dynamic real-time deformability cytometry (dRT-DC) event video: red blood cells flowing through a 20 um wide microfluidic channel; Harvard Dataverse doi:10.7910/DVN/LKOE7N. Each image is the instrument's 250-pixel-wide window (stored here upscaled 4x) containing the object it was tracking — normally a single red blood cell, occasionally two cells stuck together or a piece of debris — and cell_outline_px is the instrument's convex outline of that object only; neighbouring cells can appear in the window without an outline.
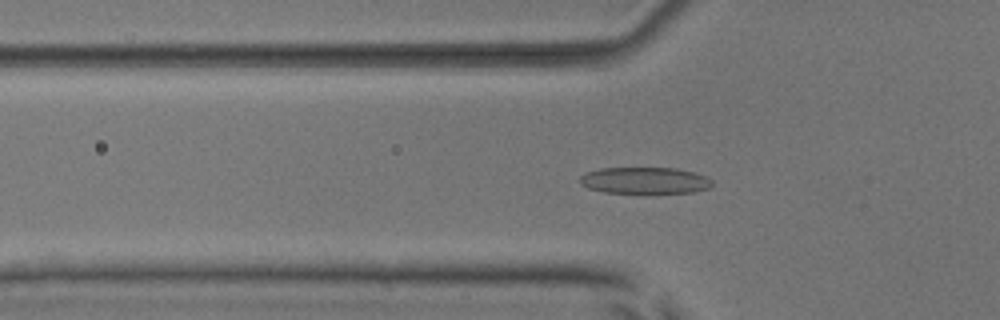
{"species": "common noctule bat (a hibernating species)", "species_latin": "Nyctalus noctula", "temperature_condition": "room temperature", "stored_images_in_passage": 55, "camera_frame_rate_fps": 3000, "um_per_image_px": 0.085, "animal": {"sex": "male", "body_mass_g": 17.9, "forearm_length_mm": 54.2}, "frame": {"image": 1, "passage_image": 20, "time_ms": 6.333, "image_size_px": [1000, 320], "cell_outline_px": [[712, 188], [692, 192], [652, 196], [604, 192], [588, 188], [580, 184], [580, 176], [584, 172], [600, 168], [676, 168], [696, 172], [712, 180]], "centroid_in_image_um": [54.82, 15.39], "position_along_channel_um": 71.0, "area_um2": 21.68}}
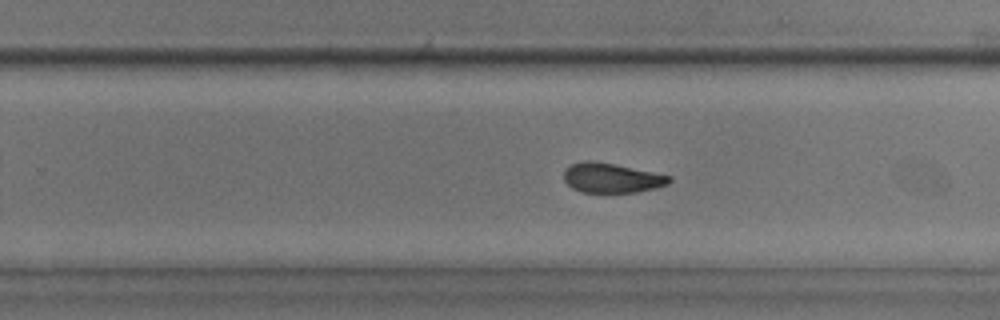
{"frame": {"image": 2, "passage_image": 36, "time_ms": 11.667, "image_size_px": [1000, 320], "cell_outline_px": [[672, 180], [668, 184], [656, 188], [636, 192], [580, 192], [572, 188], [564, 180], [564, 172], [572, 164], [584, 160], [592, 160], [672, 176]], "centroid_in_image_um": [51.99, 15.13], "position_along_channel_um": 277.8, "area_um2": 18.03}}
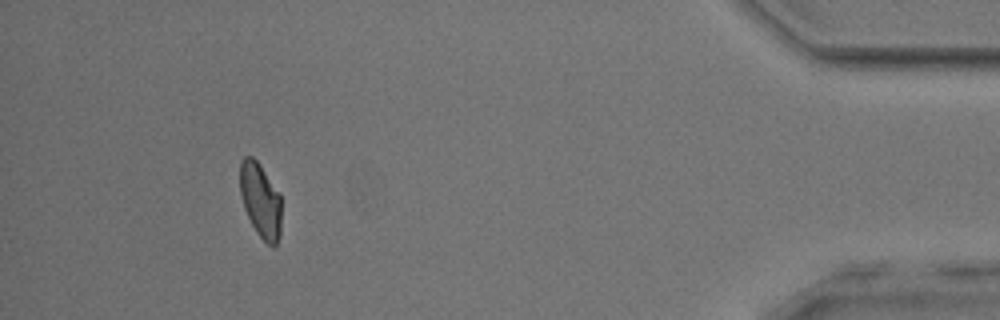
{"frame": {"image": 3, "passage_image": 51, "time_ms": 16.667, "image_size_px": [1000, 320], "cell_outline_px": [[280, 236], [276, 248], [272, 248], [256, 232], [244, 208], [240, 192], [240, 160], [244, 156], [252, 156], [256, 160], [280, 192]], "centroid_in_image_um": [22.14, 17.04], "position_along_channel_um": 413.1, "area_um2": 18.09}, "authors_computed_cell_mechanics": {"area_um2": 19.5364, "velocity_mm_per_s": 3.8961, "shape_relaxation_time_tau1_ms": 8.0575, "shape_relaxation_time_tau2_ms": 2.4877, "deformation_change_tau1": 0.1812, "deformation_change_tau2": 0.0799}}